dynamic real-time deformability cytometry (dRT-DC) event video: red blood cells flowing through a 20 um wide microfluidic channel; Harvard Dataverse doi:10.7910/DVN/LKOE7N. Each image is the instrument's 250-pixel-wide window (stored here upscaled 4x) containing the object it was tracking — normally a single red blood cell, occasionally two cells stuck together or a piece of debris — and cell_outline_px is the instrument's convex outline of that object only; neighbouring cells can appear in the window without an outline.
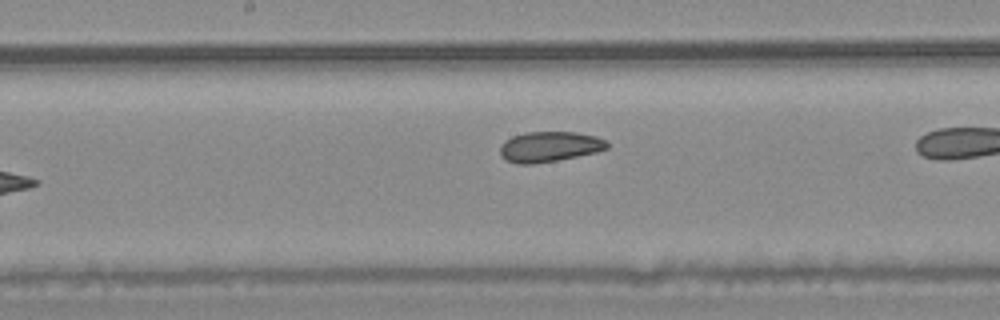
{"species": "common noctule bat (a hibernating species)", "species_latin": "Nyctalus noctula", "temperature_condition": "warm", "stored_images_in_passage": 33, "camera_frame_rate_fps": 3000, "um_per_image_px": 0.085, "animal": {"sex": "male", "body_mass_g": 20.4}, "frame": {"image": 1, "passage_image": 10, "time_ms": 3.0, "image_size_px": [1000, 320], "cell_outline_px": [[608, 148], [596, 152], [556, 160], [532, 164], [516, 164], [504, 160], [500, 156], [500, 144], [504, 140], [512, 136], [524, 132], [576, 132], [596, 136], [604, 140], [608, 144]], "centroid_in_image_um": [46.64, 12.47], "position_along_channel_um": 201.6, "area_um2": 19.02}, "authors_computed_cell_mechanics": {"area_um2": 19.1318, "velocity_mm_per_s": 3.7272, "shape_relaxation_time_tau1_ms": 3.3596, "shape_relaxation_time_tau2_ms": 2.3183, "deformation_change_tau1": 0.0534, "deformation_change_tau2": 0.0561}}